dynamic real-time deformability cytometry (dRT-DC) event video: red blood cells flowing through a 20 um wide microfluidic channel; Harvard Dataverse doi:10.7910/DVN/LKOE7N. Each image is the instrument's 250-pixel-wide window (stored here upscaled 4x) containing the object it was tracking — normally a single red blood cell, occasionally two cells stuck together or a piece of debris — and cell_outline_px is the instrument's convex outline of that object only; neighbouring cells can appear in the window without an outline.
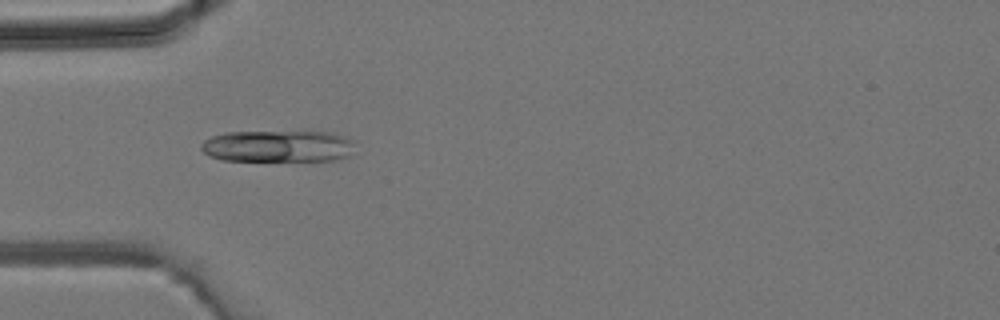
{"species": "common noctule bat (a hibernating species)", "species_latin": "Nyctalus noctula", "temperature_condition": "room temperature", "stored_images_in_passage": 3, "camera_frame_rate_fps": 3000, "um_per_image_px": 0.085, "animal": {"sex": "male", "body_mass_g": 19.2, "forearm_length_mm": 51.8}, "frame": {"image": 1, "passage_image": 3, "time_ms": 0.667, "image_size_px": [1000, 320], "cell_outline_px": [[356, 140], [348, 156], [336, 160], [220, 160], [208, 156], [200, 148], [200, 144], [204, 140], [212, 136], [224, 132], [332, 132]], "centroid_in_image_um": [23.6, 12.42], "position_along_channel_um": 61.4, "area_um2": 28.55}}